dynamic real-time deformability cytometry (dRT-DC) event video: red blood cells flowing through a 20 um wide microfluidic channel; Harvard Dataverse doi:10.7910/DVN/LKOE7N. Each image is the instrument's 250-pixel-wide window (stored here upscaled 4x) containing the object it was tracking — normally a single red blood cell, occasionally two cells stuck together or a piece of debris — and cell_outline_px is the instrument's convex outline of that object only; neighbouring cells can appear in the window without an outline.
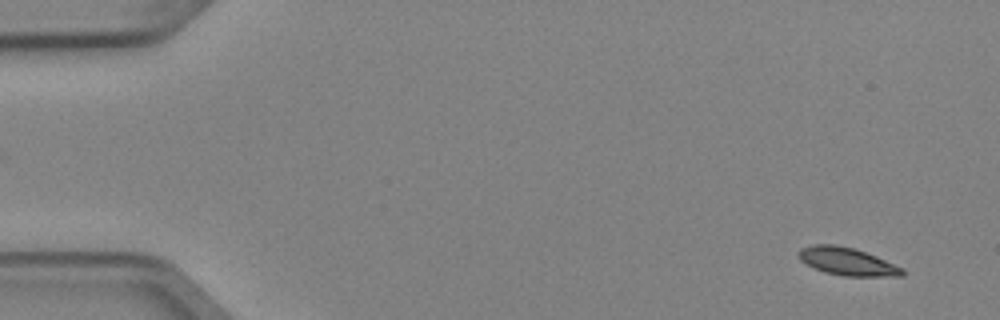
{"species": "Egyptian fruit bat (a non-hibernating species)", "species_latin": "Rousettus aegyptiacus", "temperature_condition": "cold", "stored_images_in_passage": 5, "camera_frame_rate_fps": 3000, "um_per_image_px": 0.085, "animal": {"sex": "female"}, "frame": {"image": 1, "passage_image": 1, "time_ms": 0.0, "image_size_px": [1000, 320], "cell_outline_px": [[904, 276], [844, 276], [824, 272], [800, 260], [800, 248], [812, 244], [832, 244], [852, 248], [876, 256], [904, 268]], "centroid_in_image_um": [72.04, 22.23], "position_along_channel_um": 13.0, "area_um2": 16.53}}
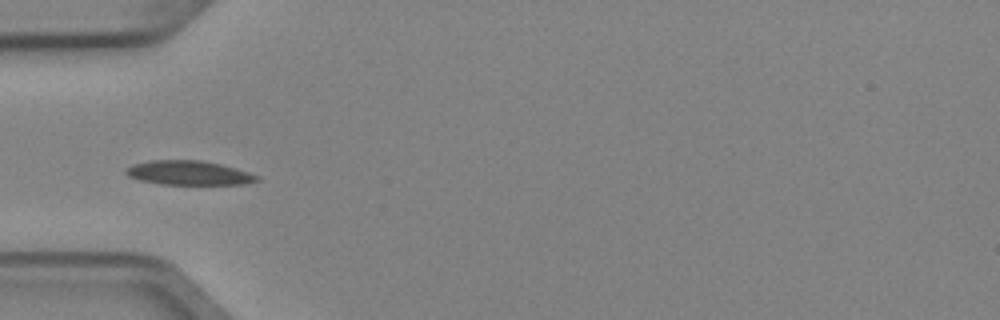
{"frame": {"image": 2, "passage_image": 5, "time_ms": 1.333, "image_size_px": [1000, 320], "cell_outline_px": [[260, 180], [244, 184], [164, 184], [140, 180], [128, 176], [124, 172], [124, 168], [132, 164], [152, 160], [200, 160], [220, 164], [236, 168], [260, 176]], "centroid_in_image_um": [16.03, 14.69], "position_along_channel_um": 69.0, "area_um2": 18.5}}